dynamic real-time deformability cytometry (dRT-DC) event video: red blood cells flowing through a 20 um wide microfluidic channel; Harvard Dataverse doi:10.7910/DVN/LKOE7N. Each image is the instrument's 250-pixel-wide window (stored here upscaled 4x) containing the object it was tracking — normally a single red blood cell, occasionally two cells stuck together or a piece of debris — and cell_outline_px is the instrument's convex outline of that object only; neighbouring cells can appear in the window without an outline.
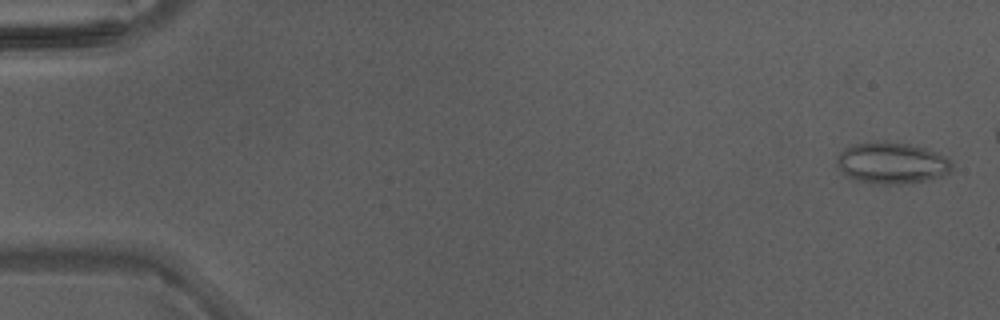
{"species": "Egyptian fruit bat (a non-hibernating species)", "species_latin": "Rousettus aegyptiacus", "temperature_condition": "warm", "stored_images_in_passage": 43, "camera_frame_rate_fps": 3000, "um_per_image_px": 0.085, "animal": {"sex": "male"}, "frame": {"image": 1, "passage_image": 2, "time_ms": 0.333, "image_size_px": [1000, 320], "cell_outline_px": [[952, 168], [948, 172], [940, 176], [928, 180], [900, 184], [876, 184], [852, 180], [840, 172], [836, 164], [840, 152], [844, 148], [856, 144], [880, 140], [908, 144], [924, 148], [936, 152], [944, 156], [952, 164]], "centroid_in_image_um": [75.74, 13.86], "position_along_channel_um": 9.3, "area_um2": 27.86}}
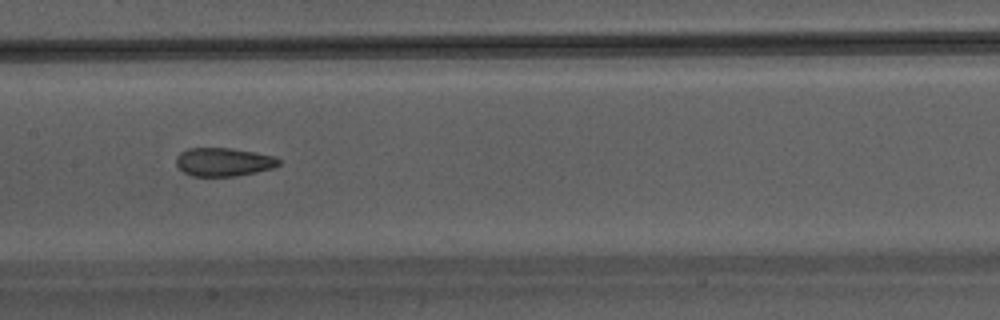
{"frame": {"image": 2, "passage_image": 24, "time_ms": 7.667, "image_size_px": [1000, 320], "cell_outline_px": [[280, 164], [272, 168], [256, 172], [236, 176], [192, 176], [184, 172], [176, 164], [176, 156], [180, 152], [188, 148], [228, 148], [252, 152], [272, 156], [280, 160]], "centroid_in_image_um": [18.96, 13.77], "position_along_channel_um": 188.4, "area_um2": 16.82}}
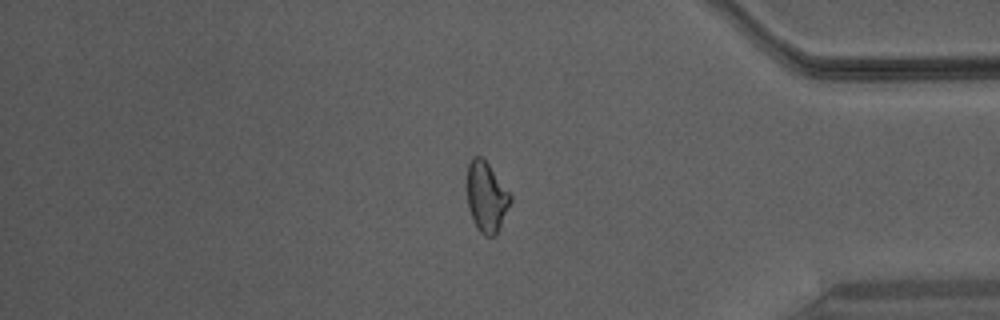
{"frame": {"image": 3, "passage_image": 39, "time_ms": 12.667, "image_size_px": [1000, 320], "cell_outline_px": [[512, 200], [496, 236], [484, 236], [480, 232], [472, 220], [468, 208], [468, 164], [472, 156], [480, 156], [488, 164], [512, 196]], "centroid_in_image_um": [41.35, 16.77], "position_along_channel_um": 393.9, "area_um2": 17.57}}